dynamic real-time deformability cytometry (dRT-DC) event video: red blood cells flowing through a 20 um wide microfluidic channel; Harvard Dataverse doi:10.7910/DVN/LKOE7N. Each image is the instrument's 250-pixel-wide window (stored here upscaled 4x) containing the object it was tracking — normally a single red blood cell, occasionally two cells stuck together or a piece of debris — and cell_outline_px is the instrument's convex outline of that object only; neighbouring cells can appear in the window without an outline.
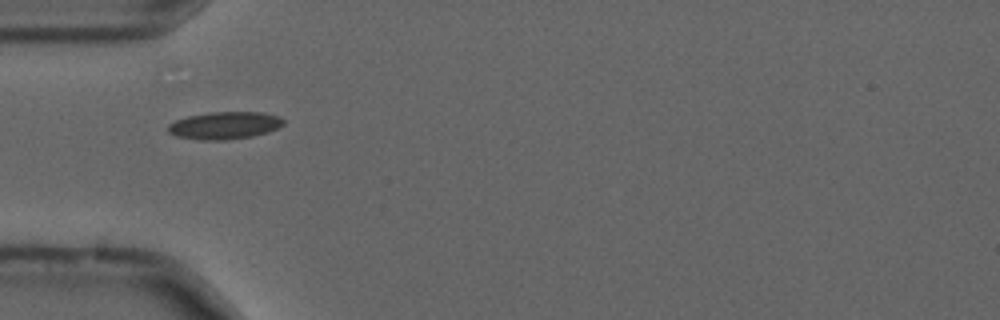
{"species": "common noctule bat (a hibernating species)", "species_latin": "Nyctalus noctula", "temperature_condition": "cold", "stored_images_in_passage": 30, "camera_frame_rate_fps": 3000, "um_per_image_px": 0.085, "animal": {"sex": "male", "forearm_length_mm": 52.5}, "frame": {"image": 1, "passage_image": 4, "time_ms": 1.0, "image_size_px": [1000, 320], "cell_outline_px": [[284, 124], [268, 132], [252, 136], [224, 140], [200, 140], [176, 136], [168, 132], [168, 124], [176, 120], [188, 116], [208, 112], [264, 112], [280, 116], [284, 120]], "centroid_in_image_um": [19.09, 10.65], "position_along_channel_um": 65.9, "area_um2": 18.5}}
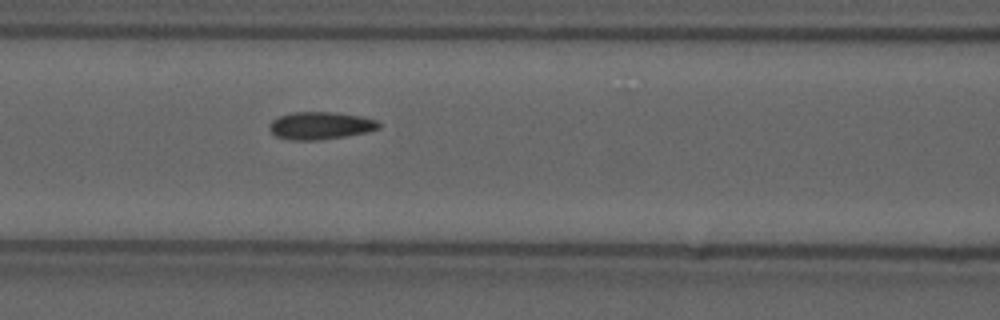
{"frame": {"image": 2, "passage_image": 10, "time_ms": 3.0, "image_size_px": [1000, 320], "cell_outline_px": [[380, 128], [368, 132], [320, 140], [288, 140], [276, 136], [268, 128], [268, 124], [272, 120], [280, 116], [292, 112], [336, 112], [360, 116], [376, 120], [380, 124]], "centroid_in_image_um": [27.21, 10.68], "position_along_channel_um": 139.4, "area_um2": 17.63}}
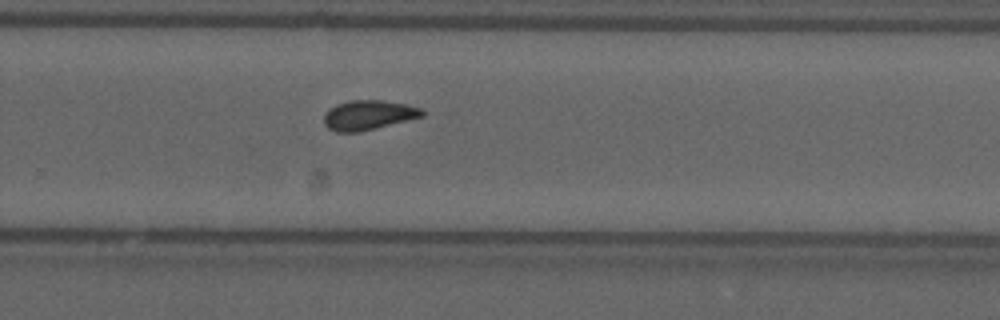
{"frame": {"image": 3, "passage_image": 23, "time_ms": 7.333, "image_size_px": [1000, 320], "cell_outline_px": [[424, 116], [360, 132], [336, 132], [328, 128], [324, 124], [324, 116], [328, 108], [336, 104], [348, 100], [380, 100], [404, 104], [420, 108], [424, 112]], "centroid_in_image_um": [31.27, 9.78], "position_along_channel_um": 298.5, "area_um2": 16.94}, "authors_computed_cell_mechanics": {"area_um2": 16.9354, "velocity_mm_per_s": 3.6855, "shape_relaxation_time_tau1_ms": 6.6651, "shape_relaxation_time_tau2_ms": 2.2129, "deformation_change_tau1": 0.1322, "deformation_change_tau2": 0.0746}}